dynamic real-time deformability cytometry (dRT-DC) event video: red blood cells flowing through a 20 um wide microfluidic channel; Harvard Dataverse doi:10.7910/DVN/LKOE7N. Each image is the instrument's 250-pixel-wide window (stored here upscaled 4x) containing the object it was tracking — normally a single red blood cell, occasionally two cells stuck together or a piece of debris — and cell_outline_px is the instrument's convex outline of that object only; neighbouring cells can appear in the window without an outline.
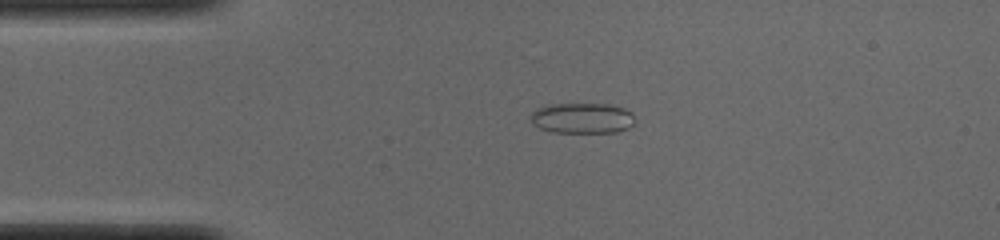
{"species": "common noctule bat (a hibernating species)", "species_latin": "Nyctalus noctula", "temperature_condition": "cold", "stored_images_in_passage": 51, "camera_frame_rate_fps": 3000, "um_per_image_px": 0.085, "animal": {"sex": "male", "body_mass_g": 19.0, "forearm_length_mm": 50.8}, "frame": {"image": 1, "passage_image": 11, "time_ms": 3.333, "image_size_px": [1000, 240], "cell_outline_px": [[636, 120], [628, 128], [616, 132], [552, 132], [540, 128], [532, 124], [532, 112], [536, 108], [552, 104], [608, 104], [624, 108], [632, 112]], "centroid_in_image_um": [49.51, 10.04], "position_along_channel_um": 35.5, "area_um2": 18.55}}
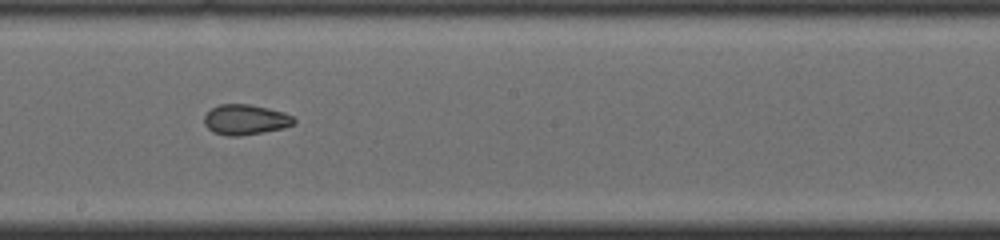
{"frame": {"image": 2, "passage_image": 28, "time_ms": 9.0, "image_size_px": [1000, 240], "cell_outline_px": [[296, 124], [284, 128], [264, 132], [240, 136], [228, 136], [212, 132], [204, 124], [204, 116], [212, 108], [220, 104], [248, 104], [268, 108], [284, 112], [292, 116], [296, 120]], "centroid_in_image_um": [20.88, 10.18], "position_along_channel_um": 227.3, "area_um2": 15.95}}
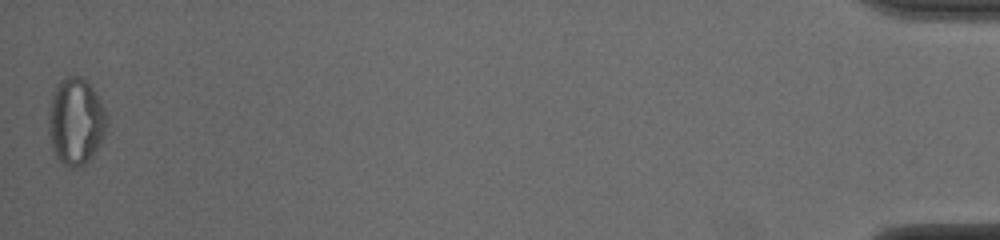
{"frame": {"image": 3, "passage_image": 51, "time_ms": 16.667, "image_size_px": [1000, 240], "cell_outline_px": [[108, 116], [104, 136], [92, 156], [84, 164], [76, 168], [68, 168], [56, 156], [52, 148], [48, 132], [48, 116], [52, 92], [60, 80], [64, 76], [80, 76], [96, 92]], "centroid_in_image_um": [6.43, 10.31], "position_along_channel_um": 428.8, "area_um2": 29.59}, "authors_computed_cell_mechanics": {"area_um2": 18.3226, "velocity_mm_per_s": 3.9029, "shape_relaxation_time_tau1_ms": null, "shape_relaxation_time_tau2_ms": 2.7846, "deformation_change_tau1": null, "deformation_change_tau2": 0.0789}}